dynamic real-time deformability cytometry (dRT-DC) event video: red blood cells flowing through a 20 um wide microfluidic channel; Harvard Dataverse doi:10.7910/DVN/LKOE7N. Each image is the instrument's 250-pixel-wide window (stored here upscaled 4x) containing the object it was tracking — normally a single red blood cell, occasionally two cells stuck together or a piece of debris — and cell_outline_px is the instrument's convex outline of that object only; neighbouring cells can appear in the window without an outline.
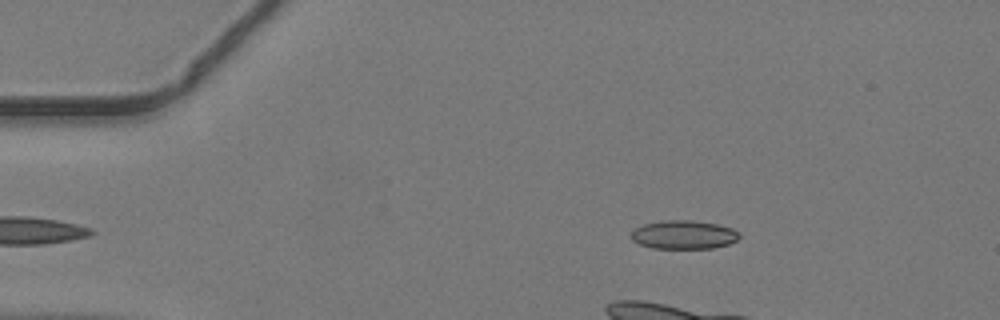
{"species": "common noctule bat (a hibernating species)", "species_latin": "Nyctalus noctula", "temperature_condition": "warm", "stored_images_in_passage": 10, "camera_frame_rate_fps": 3000, "um_per_image_px": 0.085, "animal": {"sex": "male", "body_mass_g": 19.2, "forearm_length_mm": 51.8}, "frame": {"image": 1, "passage_image": 1, "time_ms": 0.0, "image_size_px": [1000, 320], "cell_outline_px": [[740, 236], [736, 240], [728, 244], [712, 248], [652, 248], [640, 244], [632, 240], [628, 236], [632, 228], [644, 224], [664, 220], [692, 220], [716, 224], [732, 228], [740, 232]], "centroid_in_image_um": [58.06, 19.94], "position_along_channel_um": 26.9, "area_um2": 18.21}}